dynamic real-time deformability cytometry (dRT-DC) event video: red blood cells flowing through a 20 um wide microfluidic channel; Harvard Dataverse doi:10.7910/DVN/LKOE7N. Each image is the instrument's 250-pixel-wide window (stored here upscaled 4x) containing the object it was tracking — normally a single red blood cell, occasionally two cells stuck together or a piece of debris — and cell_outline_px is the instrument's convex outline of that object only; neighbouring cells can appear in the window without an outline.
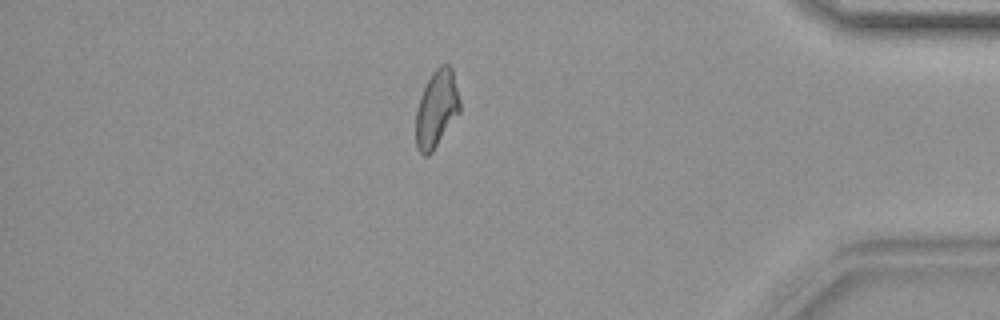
{"species": "common noctule bat (a hibernating species)", "species_latin": "Nyctalus noctula", "temperature_condition": "warm", "stored_images_in_passage": 42, "camera_frame_rate_fps": 3000, "um_per_image_px": 0.085, "animal": {"sex": "female", "body_mass_g": 19.9}, "frame": {"image": 1, "passage_image": 36, "time_ms": 11.667, "image_size_px": [1000, 320], "cell_outline_px": [[460, 112], [432, 152], [428, 156], [424, 156], [420, 152], [416, 144], [416, 112], [420, 96], [432, 72], [440, 64], [448, 64], [452, 68], [460, 100]], "centroid_in_image_um": [37.11, 9.24], "position_along_channel_um": 398.1, "area_um2": 19.71}}
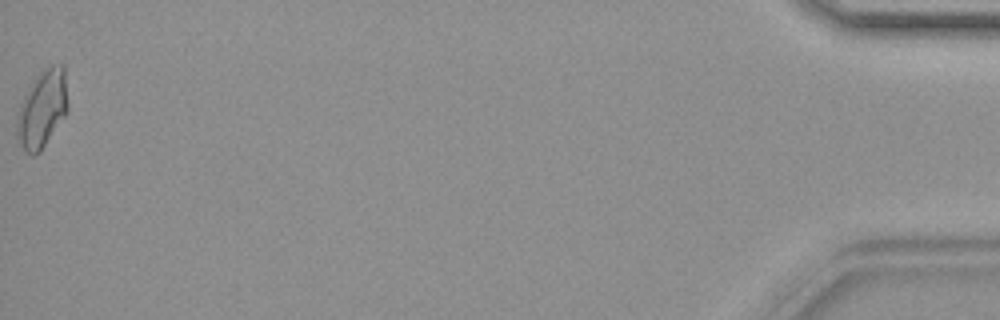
{"frame": {"image": 2, "passage_image": 42, "time_ms": 13.667, "image_size_px": [1000, 320], "cell_outline_px": [[68, 112], [40, 152], [32, 156], [20, 144], [16, 136], [16, 120], [20, 104], [28, 88], [36, 76], [40, 72], [52, 64], [64, 64], [68, 100]], "centroid_in_image_um": [3.61, 9.25], "position_along_channel_um": 431.6, "area_um2": 23.18}}